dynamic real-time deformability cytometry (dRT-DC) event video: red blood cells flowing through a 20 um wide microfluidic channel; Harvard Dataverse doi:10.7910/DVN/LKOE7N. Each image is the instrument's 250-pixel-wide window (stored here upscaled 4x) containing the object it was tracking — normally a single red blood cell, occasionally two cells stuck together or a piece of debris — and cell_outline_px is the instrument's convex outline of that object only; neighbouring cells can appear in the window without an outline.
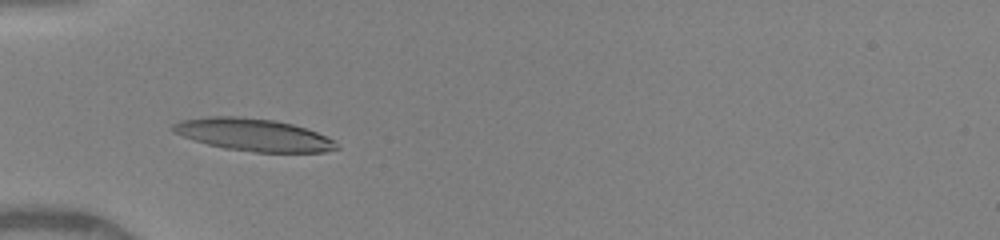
{"species": "human", "species_latin": "Homo sapiens", "temperature_condition": "warm", "stored_images_in_passage": 29, "camera_frame_rate_fps": 3000, "um_per_image_px": 0.085, "donor": {"sex": "female"}, "frame": {"image": 1, "passage_image": 1, "time_ms": 0.0, "image_size_px": [1000, 240], "cell_outline_px": [[340, 148], [324, 152], [256, 152], [224, 148], [208, 144], [172, 132], [172, 124], [180, 120], [208, 116], [236, 116], [272, 120], [292, 124], [316, 132], [332, 140]], "centroid_in_image_um": [21.5, 11.45], "position_along_channel_um": 63.5, "area_um2": 30.52}}
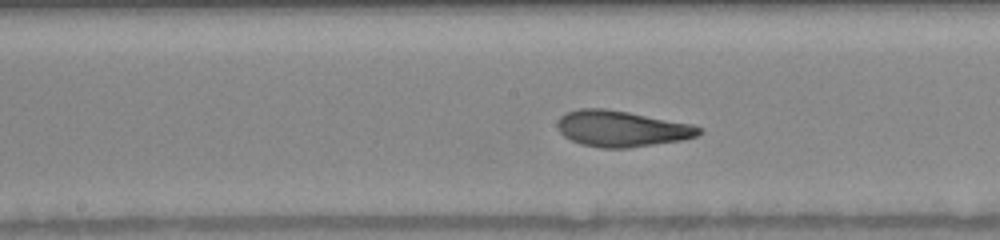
{"frame": {"image": 2, "passage_image": 11, "time_ms": 3.333, "image_size_px": [1000, 240], "cell_outline_px": [[704, 132], [696, 136], [684, 140], [628, 148], [600, 148], [580, 144], [564, 136], [560, 132], [556, 124], [560, 116], [564, 112], [580, 108], [604, 108], [628, 112], [692, 124], [700, 128]], "centroid_in_image_um": [52.82, 10.94], "position_along_channel_um": 195.4, "area_um2": 29.88}}
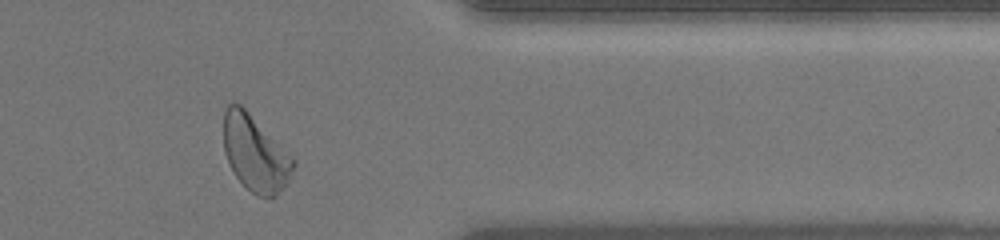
{"frame": {"image": 3, "passage_image": 26, "time_ms": 8.333, "image_size_px": [1000, 240], "cell_outline_px": [[296, 164], [288, 180], [280, 192], [276, 196], [256, 196], [236, 176], [228, 160], [224, 148], [224, 112], [228, 104], [232, 100], [240, 104], [296, 160]], "centroid_in_image_um": [21.69, 13.02], "position_along_channel_um": 389.7, "area_um2": 30.29}, "authors_computed_cell_mechanics": {"area_um2": 29.3624, "velocity_mm_per_s": 4.0889, "shape_relaxation_time_tau1_ms": 3.1032, "shape_relaxation_time_tau2_ms": 1.1418, "deformation_change_tau1": 0.1762, "deformation_change_tau2": 0.0912}}